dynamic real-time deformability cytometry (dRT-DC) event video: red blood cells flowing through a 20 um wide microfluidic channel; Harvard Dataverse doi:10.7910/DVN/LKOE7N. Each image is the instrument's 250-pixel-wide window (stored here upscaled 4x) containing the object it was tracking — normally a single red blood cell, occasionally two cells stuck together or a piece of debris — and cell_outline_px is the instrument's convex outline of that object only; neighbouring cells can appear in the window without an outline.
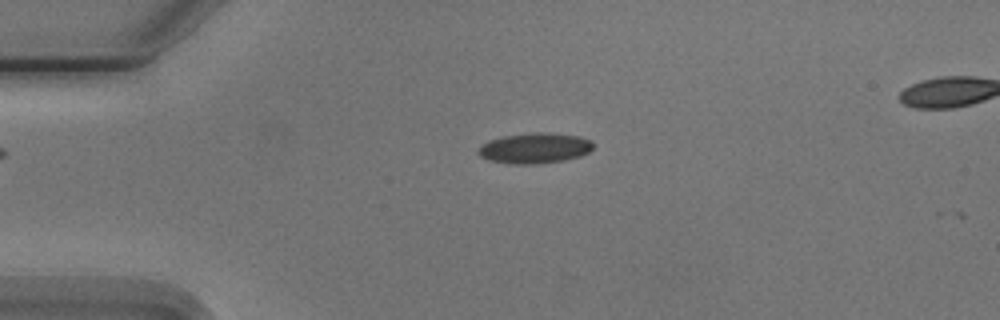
{"species": "Egyptian fruit bat (a non-hibernating species)", "species_latin": "Rousettus aegyptiacus", "temperature_condition": "cold", "stored_images_in_passage": 3, "camera_frame_rate_fps": 3000, "um_per_image_px": 0.085, "animal": {"sex": "male"}, "frame": {"image": 1, "passage_image": 1, "time_ms": 0.0, "image_size_px": [1000, 320], "cell_outline_px": [[592, 148], [588, 152], [580, 156], [564, 160], [540, 164], [512, 164], [488, 160], [480, 156], [476, 152], [484, 144], [492, 140], [504, 136], [532, 132], [540, 132], [580, 136], [592, 140]], "centroid_in_image_um": [45.47, 12.6], "position_along_channel_um": 39.5, "area_um2": 20.29}}
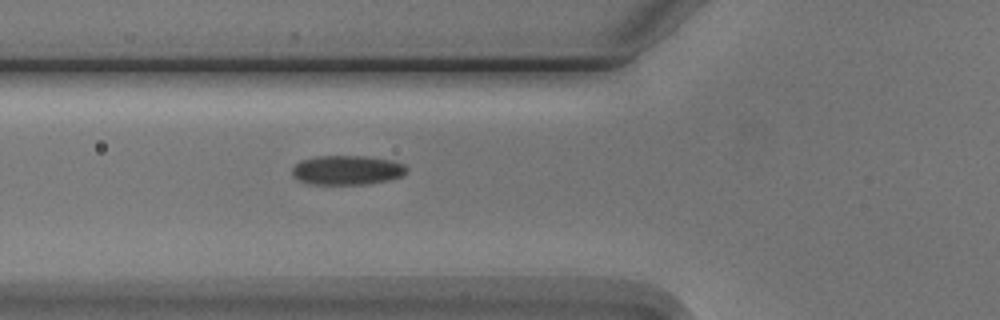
{"frame": {"image": 2, "passage_image": 3, "time_ms": 2.333, "image_size_px": [1000, 320], "cell_outline_px": [[408, 172], [400, 176], [388, 180], [368, 184], [308, 184], [292, 176], [292, 168], [300, 160], [316, 156], [364, 156], [392, 160], [404, 164], [408, 168]], "centroid_in_image_um": [29.5, 14.45], "position_along_channel_um": 96.3, "area_um2": 19.71}}